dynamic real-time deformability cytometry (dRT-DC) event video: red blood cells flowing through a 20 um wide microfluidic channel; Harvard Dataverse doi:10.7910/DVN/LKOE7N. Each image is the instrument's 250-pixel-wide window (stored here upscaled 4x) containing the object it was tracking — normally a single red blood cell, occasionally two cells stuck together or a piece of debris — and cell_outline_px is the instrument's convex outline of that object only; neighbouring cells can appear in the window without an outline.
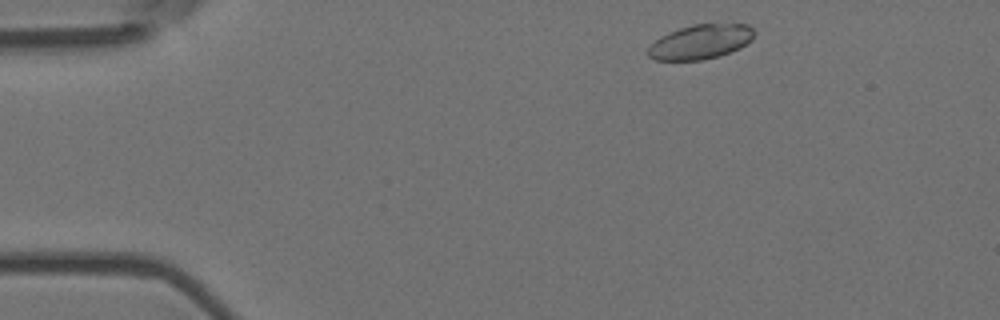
{"species": "Egyptian fruit bat (a non-hibernating species)", "species_latin": "Rousettus aegyptiacus", "temperature_condition": "room temperature", "stored_images_in_passage": 3, "camera_frame_rate_fps": 3000, "um_per_image_px": 0.085, "animal": {"sex": "female"}, "frame": {"image": 1, "passage_image": 1, "time_ms": 0.0, "image_size_px": [1000, 320], "cell_outline_px": [[756, 32], [752, 40], [740, 48], [720, 56], [700, 60], [656, 60], [648, 56], [648, 48], [660, 36], [668, 32], [692, 24], [748, 24]], "centroid_in_image_um": [59.57, 3.55], "position_along_channel_um": 25.4, "area_um2": 21.39}}